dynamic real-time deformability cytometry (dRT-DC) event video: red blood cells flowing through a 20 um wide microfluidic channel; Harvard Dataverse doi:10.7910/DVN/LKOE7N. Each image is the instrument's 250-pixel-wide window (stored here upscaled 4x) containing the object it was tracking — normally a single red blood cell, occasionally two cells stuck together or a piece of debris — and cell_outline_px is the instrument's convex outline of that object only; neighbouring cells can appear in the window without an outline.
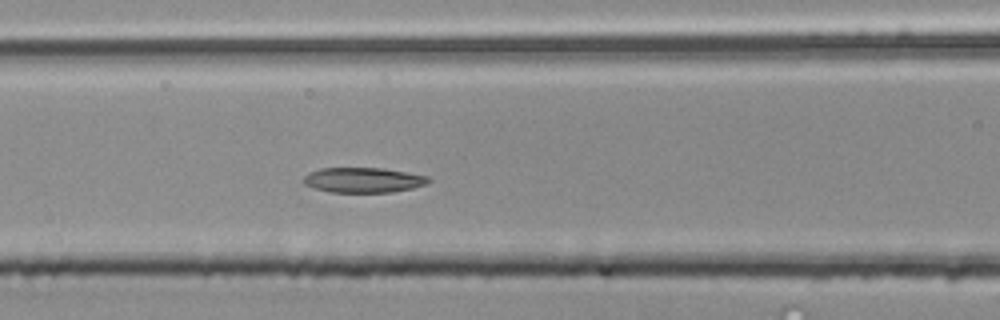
{"species": "common noctule bat (a hibernating species)", "species_latin": "Nyctalus noctula", "temperature_condition": "room temperature", "stored_images_in_passage": 50, "segment_of_instrument_passage": [2, 2], "camera_frame_rate_fps": 3000, "um_per_image_px": 0.085, "animal": {"sex": "male", "body_mass_g": 20.4}, "frame": {"image": 1, "passage_image": 19, "time_ms": 6.0, "image_size_px": [1000, 320], "cell_outline_px": [[432, 180], [428, 184], [412, 188], [392, 192], [328, 192], [304, 184], [300, 180], [308, 172], [320, 168], [384, 168], [428, 176]], "centroid_in_image_um": [30.87, 15.3], "position_along_channel_um": 135.7, "area_um2": 18.44}}
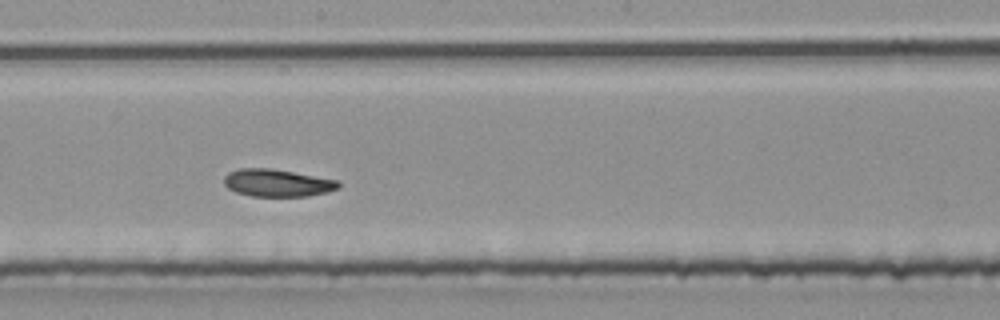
{"frame": {"image": 2, "passage_image": 26, "time_ms": 8.333, "image_size_px": [1000, 320], "cell_outline_px": [[340, 188], [328, 192], [308, 196], [252, 196], [236, 192], [228, 188], [224, 184], [224, 176], [228, 172], [240, 168], [272, 168], [340, 180]], "centroid_in_image_um": [23.6, 15.54], "position_along_channel_um": 224.6, "area_um2": 18.5}}
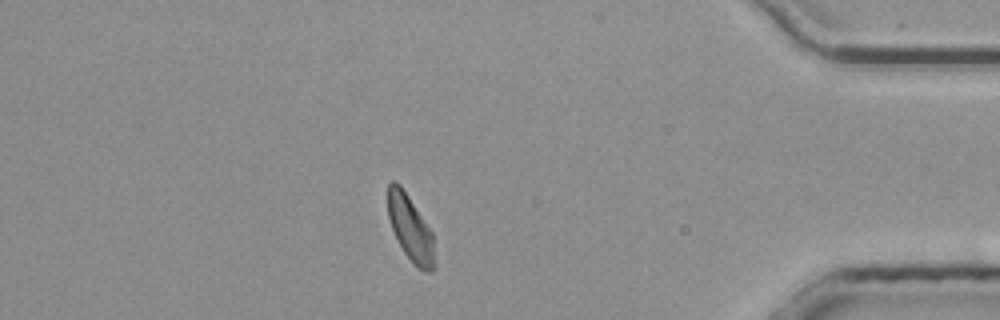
{"frame": {"image": 3, "passage_image": 43, "time_ms": 14.0, "image_size_px": [1000, 320], "cell_outline_px": [[436, 268], [432, 272], [428, 272], [416, 268], [404, 252], [392, 228], [388, 216], [388, 184], [392, 180], [400, 184], [432, 232], [436, 264]], "centroid_in_image_um": [34.91, 19.46], "position_along_channel_um": 400.3, "area_um2": 17.8}}